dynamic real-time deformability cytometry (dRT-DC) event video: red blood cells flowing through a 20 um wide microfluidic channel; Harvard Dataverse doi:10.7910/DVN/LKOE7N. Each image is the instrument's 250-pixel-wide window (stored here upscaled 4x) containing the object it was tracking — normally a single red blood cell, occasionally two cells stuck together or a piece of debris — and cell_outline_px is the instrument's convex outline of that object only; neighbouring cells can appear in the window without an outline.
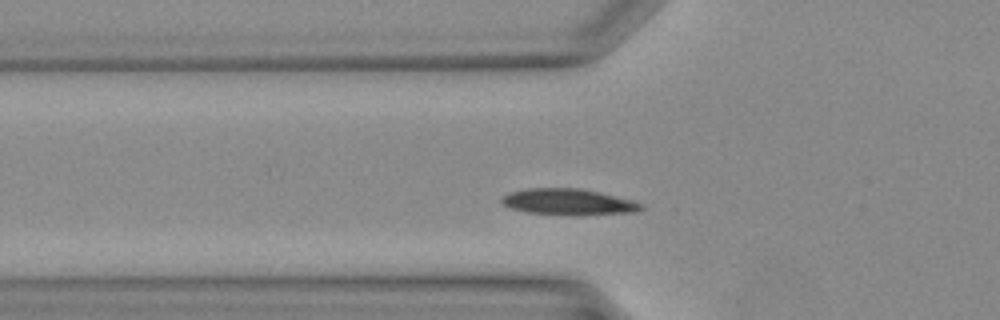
{"species": "Egyptian fruit bat (a non-hibernating species)", "species_latin": "Rousettus aegyptiacus", "temperature_condition": "warm", "stored_images_in_passage": 30, "segment_of_instrument_passage": [1, 2], "camera_frame_rate_fps": 3000, "um_per_image_px": 0.085, "animal": {"sex": "female"}, "frame": {"image": 1, "passage_image": 3, "time_ms": 0.667, "image_size_px": [1000, 320], "cell_outline_px": [[644, 208], [636, 212], [528, 212], [508, 208], [500, 204], [500, 196], [508, 192], [524, 188], [580, 188], [600, 192], [632, 200], [640, 204]], "centroid_in_image_um": [48.15, 17.09], "position_along_channel_um": 77.6, "area_um2": 20.17}}
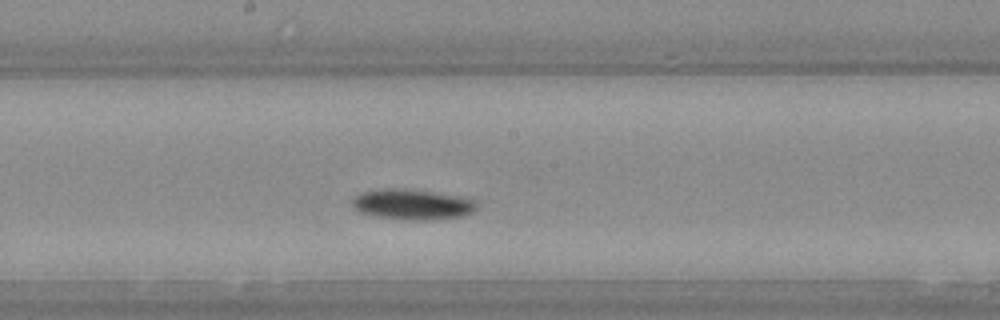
{"frame": {"image": 2, "passage_image": 11, "time_ms": 3.333, "image_size_px": [1000, 320], "cell_outline_px": [[476, 208], [472, 212], [464, 216], [424, 220], [400, 220], [372, 216], [356, 212], [352, 208], [352, 200], [360, 192], [376, 188], [404, 188], [436, 192], [464, 196], [476, 200]], "centroid_in_image_um": [34.99, 17.36], "position_along_channel_um": 213.2, "area_um2": 22.83}}
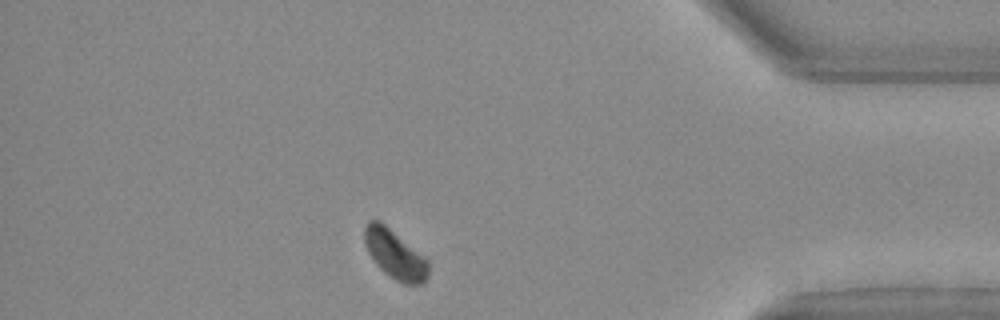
{"frame": {"image": 3, "passage_image": 24, "time_ms": 7.667, "image_size_px": [1000, 320], "cell_outline_px": [[428, 276], [424, 284], [404, 284], [396, 280], [384, 272], [376, 264], [368, 252], [364, 244], [364, 228], [368, 220], [380, 220], [428, 260]], "centroid_in_image_um": [33.55, 21.62], "position_along_channel_um": 401.7, "area_um2": 18.15}}